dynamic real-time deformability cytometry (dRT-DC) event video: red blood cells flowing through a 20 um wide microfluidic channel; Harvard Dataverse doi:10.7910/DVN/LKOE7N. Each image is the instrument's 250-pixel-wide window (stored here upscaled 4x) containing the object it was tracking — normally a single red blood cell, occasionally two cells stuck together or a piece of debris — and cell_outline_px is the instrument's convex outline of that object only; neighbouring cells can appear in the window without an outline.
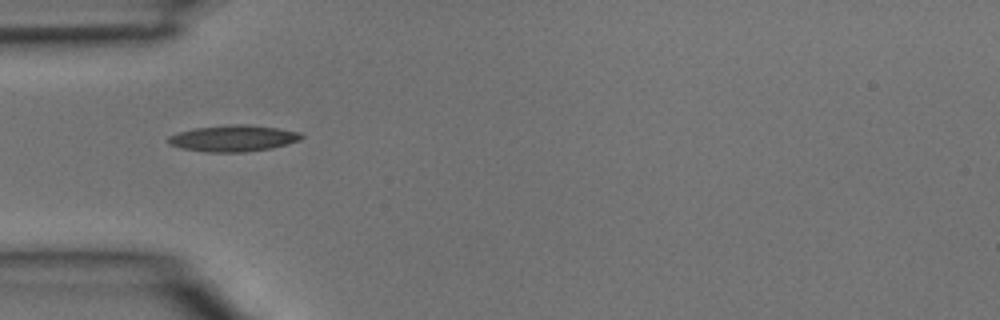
{"species": "common noctule bat (a hibernating species)", "species_latin": "Nyctalus noctula", "temperature_condition": "room temperature", "stored_images_in_passage": 2, "camera_frame_rate_fps": 3000, "um_per_image_px": 0.085, "animal": {"sex": "male", "body_mass_g": 15.6}, "frame": {"image": 1, "passage_image": 1, "time_ms": 0.0, "image_size_px": [1000, 320], "cell_outline_px": [[304, 136], [300, 140], [288, 144], [272, 148], [244, 152], [204, 152], [180, 148], [168, 144], [168, 136], [180, 132], [196, 128], [228, 124], [248, 124], [276, 128], [300, 132]], "centroid_in_image_um": [19.83, 11.76], "position_along_channel_um": 65.2, "area_um2": 20.52}}